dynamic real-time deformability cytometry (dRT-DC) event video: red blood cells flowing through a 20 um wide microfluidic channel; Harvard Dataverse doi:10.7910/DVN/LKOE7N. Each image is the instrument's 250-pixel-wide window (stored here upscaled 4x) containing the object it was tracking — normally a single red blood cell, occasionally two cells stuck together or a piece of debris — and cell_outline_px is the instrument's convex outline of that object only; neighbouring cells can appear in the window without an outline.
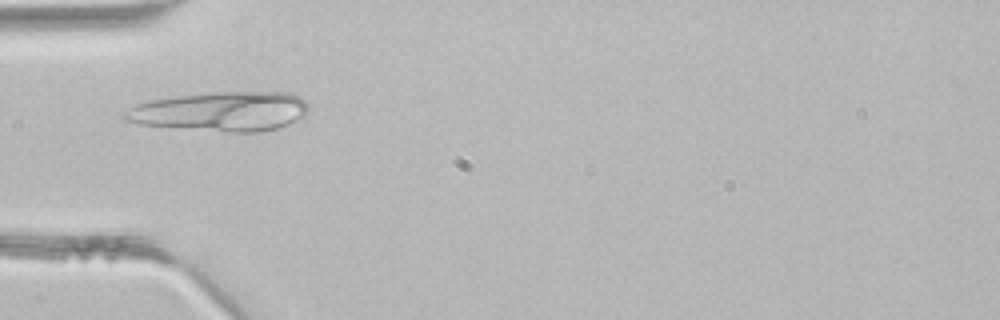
{"species": "common noctule bat (a hibernating species)", "species_latin": "Nyctalus noctula", "temperature_condition": "room temperature", "stored_images_in_passage": 25, "camera_frame_rate_fps": 3000, "um_per_image_px": 0.085, "animal": {"sex": "male", "body_mass_g": 21.5, "forearm_length_mm": 52.0}, "frame": {"image": 1, "passage_image": 1, "time_ms": 0.0, "image_size_px": [1000, 320], "cell_outline_px": [[308, 112], [304, 120], [276, 128], [260, 132], [228, 132], [140, 124], [124, 120], [120, 116], [124, 112], [136, 104], [148, 100], [172, 96], [216, 92], [292, 92], [300, 96], [308, 104]], "centroid_in_image_um": [18.84, 9.46], "position_along_channel_um": 66.2, "area_um2": 42.77}}
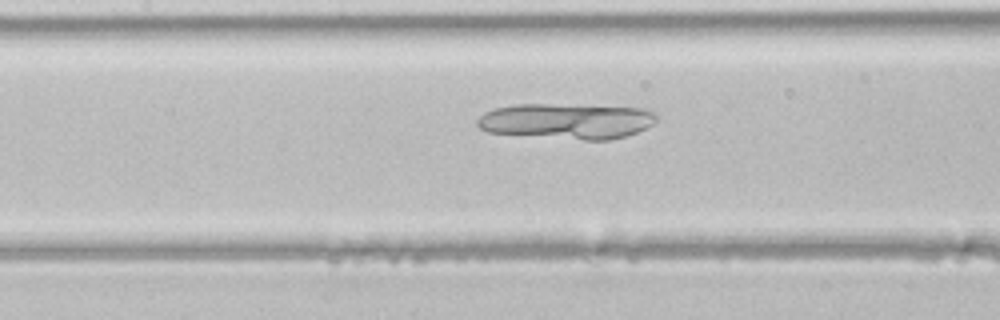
{"frame": {"image": 2, "passage_image": 7, "time_ms": 2.0, "image_size_px": [1000, 320], "cell_outline_px": [[656, 120], [652, 124], [636, 132], [624, 136], [608, 140], [584, 140], [488, 132], [480, 128], [476, 124], [476, 120], [484, 112], [492, 108], [516, 104], [552, 104], [648, 108], [656, 112]], "centroid_in_image_um": [48.16, 10.28], "position_along_channel_um": 159.2, "area_um2": 37.28}}
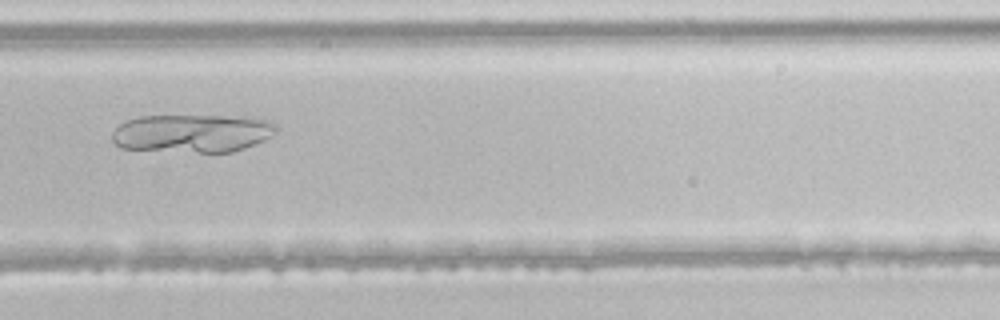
{"frame": {"image": 3, "passage_image": 17, "time_ms": 5.333, "image_size_px": [1000, 320], "cell_outline_px": [[280, 128], [272, 136], [264, 140], [244, 148], [232, 152], [196, 152], [120, 148], [112, 140], [112, 132], [124, 120], [140, 116], [252, 116], [272, 120]], "centroid_in_image_um": [16.41, 11.31], "position_along_channel_um": 313.4, "area_um2": 36.99}}